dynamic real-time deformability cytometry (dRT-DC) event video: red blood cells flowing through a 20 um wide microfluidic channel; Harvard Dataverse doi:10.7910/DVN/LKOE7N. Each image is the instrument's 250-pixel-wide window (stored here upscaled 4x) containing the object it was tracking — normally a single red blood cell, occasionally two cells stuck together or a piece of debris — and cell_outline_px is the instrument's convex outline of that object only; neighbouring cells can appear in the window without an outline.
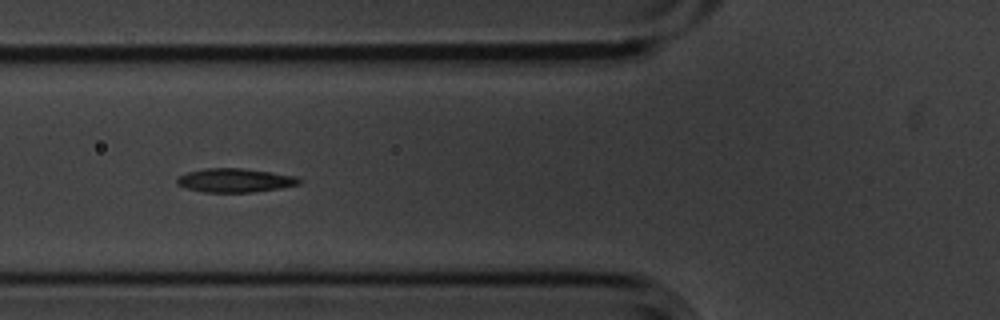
{"species": "common noctule bat (a hibernating species)", "species_latin": "Nyctalus noctula", "temperature_condition": "cold", "stored_images_in_passage": 16, "segment_of_instrument_passage": [1, 2], "camera_frame_rate_fps": 3000, "um_per_image_px": 0.085, "animal": {"sex": "male", "body_mass_g": 20.1, "forearm_length_mm": 53.5}, "frame": {"image": 1, "passage_image": 6, "time_ms": 1.667, "image_size_px": [1000, 320], "cell_outline_px": [[300, 184], [280, 188], [252, 192], [204, 192], [188, 188], [176, 184], [176, 176], [188, 172], [204, 168], [244, 168], [272, 172], [296, 176], [300, 180]], "centroid_in_image_um": [19.95, 15.32], "position_along_channel_um": 105.9, "area_um2": 16.99}}
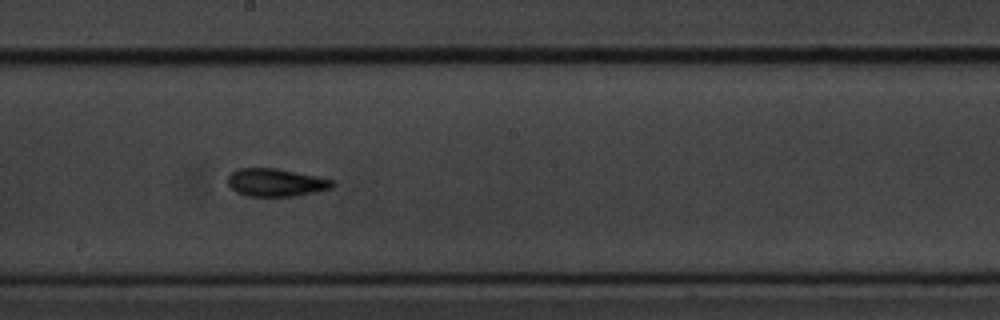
{"frame": {"image": 2, "passage_image": 9, "time_ms": 2.667, "image_size_px": [1000, 320], "cell_outline_px": [[336, 184], [332, 188], [292, 196], [248, 196], [236, 192], [228, 184], [228, 176], [232, 172], [240, 168], [276, 168], [296, 172], [332, 180]], "centroid_in_image_um": [23.42, 15.51], "position_along_channel_um": 224.8, "area_um2": 16.7}}
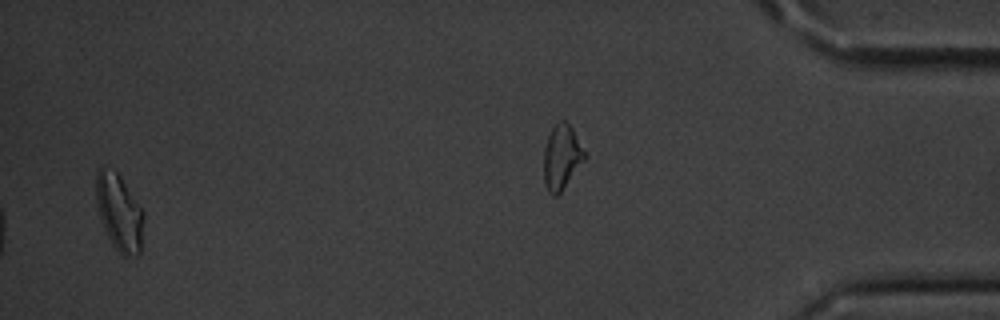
{"frame": {"image": 3, "passage_image": 15, "time_ms": 4.667, "image_size_px": [1000, 320], "cell_outline_px": [[144, 216], [140, 252], [124, 256], [112, 244], [104, 228], [96, 204], [96, 172], [100, 168], [104, 168], [116, 172], [120, 176], [144, 212]], "centroid_in_image_um": [10.13, 18.04], "position_along_channel_um": 425.1, "area_um2": 20.75}}